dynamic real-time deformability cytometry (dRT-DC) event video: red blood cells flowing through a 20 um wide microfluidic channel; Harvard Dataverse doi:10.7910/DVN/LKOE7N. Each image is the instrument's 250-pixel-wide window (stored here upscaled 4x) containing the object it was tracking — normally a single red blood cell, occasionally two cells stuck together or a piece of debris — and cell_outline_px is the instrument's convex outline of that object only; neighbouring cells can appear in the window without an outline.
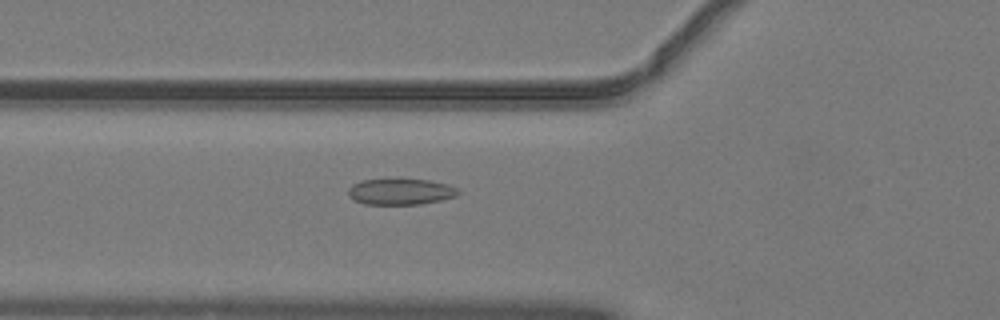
{"species": "common noctule bat (a hibernating species)", "species_latin": "Nyctalus noctula", "temperature_condition": "warm", "stored_images_in_passage": 52, "camera_frame_rate_fps": 3000, "um_per_image_px": 0.085, "animal": {"sex": "male", "body_mass_g": 19.2, "forearm_length_mm": 51.8}, "frame": {"image": 1, "passage_image": 20, "time_ms": 6.333, "image_size_px": [1000, 320], "cell_outline_px": [[460, 192], [456, 196], [440, 200], [420, 204], [364, 204], [348, 196], [348, 188], [352, 184], [360, 180], [396, 176], [428, 180], [448, 184], [456, 188]], "centroid_in_image_um": [34.0, 16.23], "position_along_channel_um": 91.8, "area_um2": 17.46}}
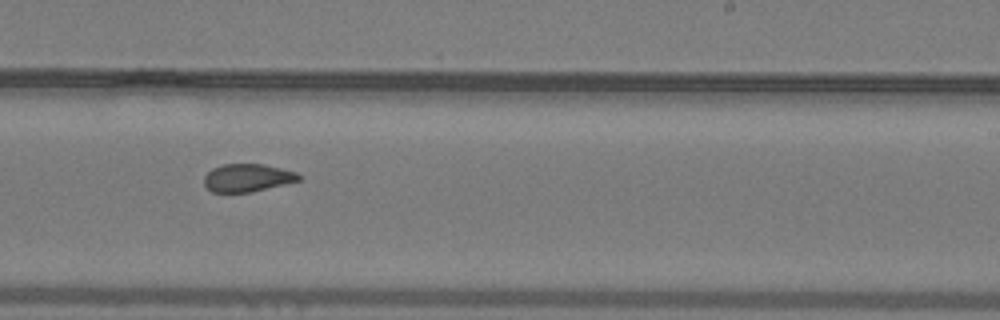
{"frame": {"image": 2, "passage_image": 33, "time_ms": 10.667, "image_size_px": [1000, 320], "cell_outline_px": [[300, 180], [252, 192], [212, 192], [204, 184], [204, 176], [212, 168], [224, 164], [264, 164], [296, 172], [300, 176]], "centroid_in_image_um": [21.01, 15.11], "position_along_channel_um": 268.0, "area_um2": 15.26}}
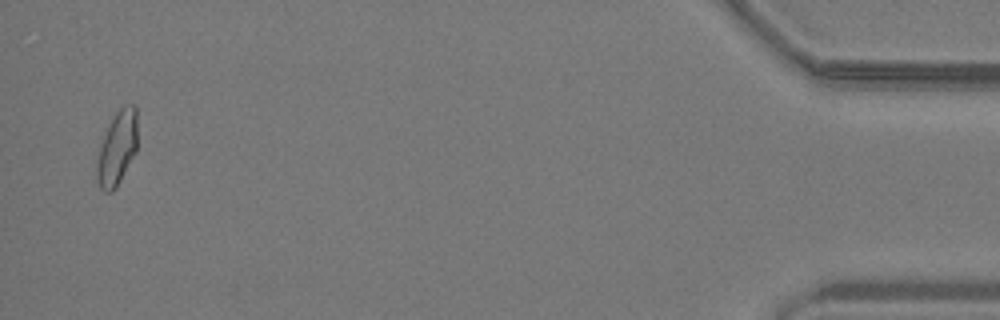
{"frame": {"image": 3, "passage_image": 51, "time_ms": 16.667, "image_size_px": [1000, 320], "cell_outline_px": [[136, 152], [116, 188], [112, 192], [104, 192], [100, 188], [96, 180], [96, 164], [100, 144], [112, 116], [120, 108], [132, 104], [136, 104]], "centroid_in_image_um": [9.93, 12.62], "position_along_channel_um": 425.3, "area_um2": 17.57}, "authors_computed_cell_mechanics": {"area_um2": 16.9643, "velocity_mm_per_s": 4.0586, "shape_relaxation_time_tau1_ms": null, "shape_relaxation_time_tau2_ms": 1.2627, "deformation_change_tau1": null, "deformation_change_tau2": 0.0808}}